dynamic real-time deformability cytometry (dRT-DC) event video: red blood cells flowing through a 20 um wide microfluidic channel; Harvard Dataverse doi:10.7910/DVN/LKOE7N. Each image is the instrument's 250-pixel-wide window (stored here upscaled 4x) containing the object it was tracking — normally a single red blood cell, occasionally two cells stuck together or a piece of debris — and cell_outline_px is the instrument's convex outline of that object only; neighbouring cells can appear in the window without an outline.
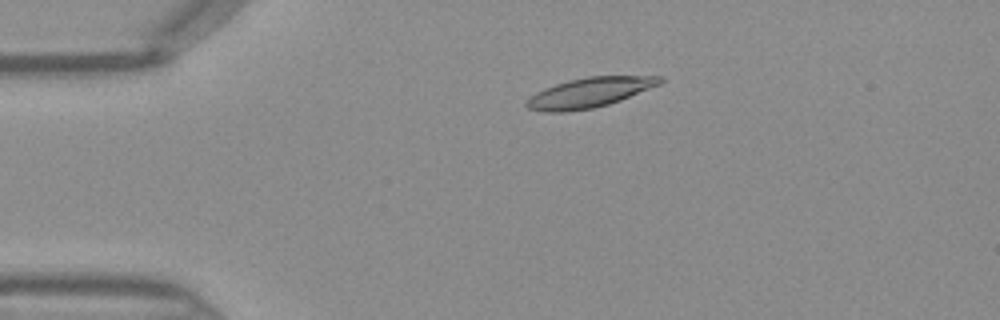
{"species": "Egyptian fruit bat (a non-hibernating species)", "species_latin": "Rousettus aegyptiacus", "temperature_condition": "warm", "stored_images_in_passage": 46, "camera_frame_rate_fps": 3000, "um_per_image_px": 0.085, "frame": {"image": 1, "passage_image": 10, "time_ms": 3.0, "image_size_px": [1000, 320], "cell_outline_px": [[664, 80], [660, 84], [620, 100], [608, 104], [592, 108], [564, 112], [544, 112], [528, 108], [524, 104], [524, 100], [528, 96], [544, 88], [568, 80], [588, 76], [664, 76]], "centroid_in_image_um": [50.05, 7.87], "position_along_channel_um": 34.9, "area_um2": 23.24}}
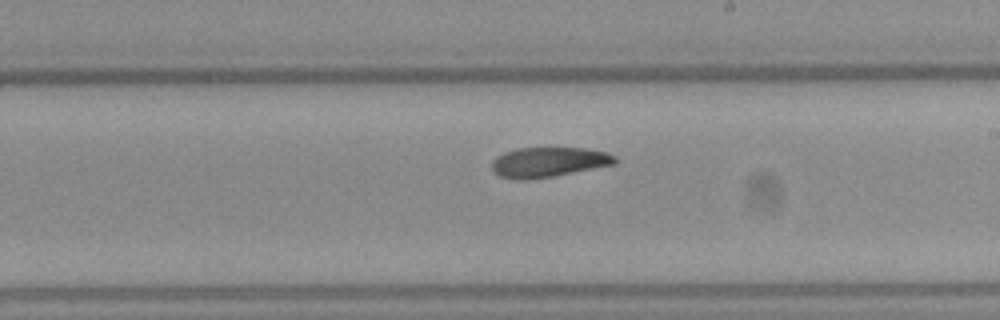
{"frame": {"image": 2, "passage_image": 27, "time_ms": 8.667, "image_size_px": [1000, 320], "cell_outline_px": [[616, 164], [552, 176], [528, 180], [512, 180], [500, 176], [492, 172], [492, 160], [496, 156], [504, 152], [520, 148], [584, 148], [608, 152], [616, 156]], "centroid_in_image_um": [46.6, 13.78], "position_along_channel_um": 242.4, "area_um2": 21.62}}
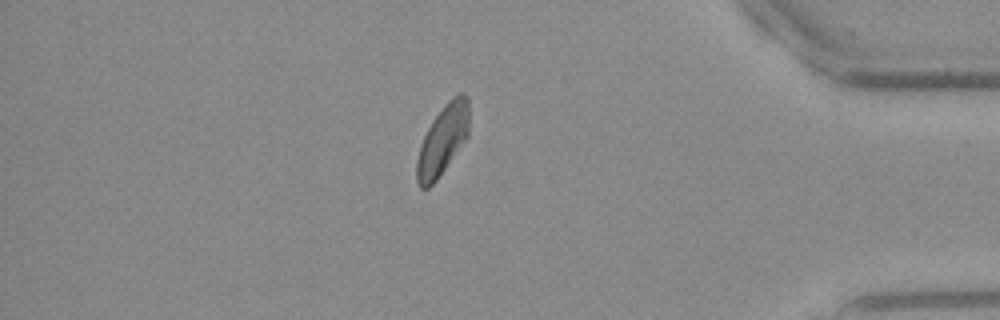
{"frame": {"image": 3, "passage_image": 40, "time_ms": 13.0, "image_size_px": [1000, 320], "cell_outline_px": [[468, 136], [436, 180], [428, 188], [420, 188], [416, 180], [416, 160], [420, 144], [432, 120], [444, 104], [452, 96], [460, 92], [464, 92], [468, 96]], "centroid_in_image_um": [37.61, 11.87], "position_along_channel_um": 397.6, "area_um2": 21.21}}